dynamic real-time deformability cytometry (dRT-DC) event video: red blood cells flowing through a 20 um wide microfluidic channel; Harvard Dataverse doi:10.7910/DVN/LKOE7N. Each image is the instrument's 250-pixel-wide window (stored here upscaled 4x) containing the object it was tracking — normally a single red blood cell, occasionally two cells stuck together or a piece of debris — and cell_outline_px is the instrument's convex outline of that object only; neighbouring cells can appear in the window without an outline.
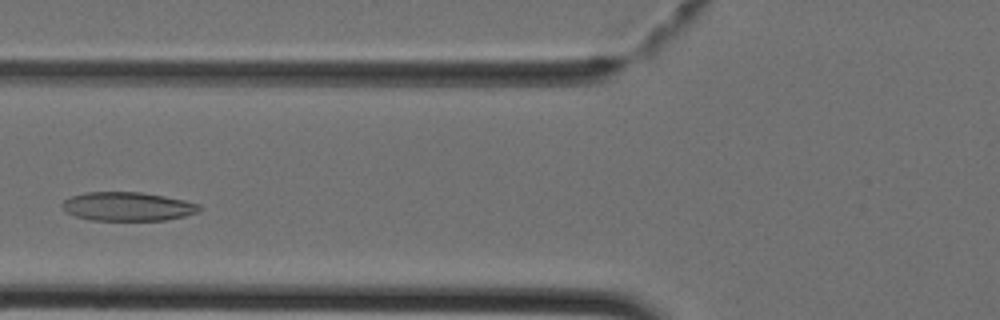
{"species": "Egyptian fruit bat (a non-hibernating species)", "species_latin": "Rousettus aegyptiacus", "temperature_condition": "cold", "stored_images_in_passage": 22, "camera_frame_rate_fps": 3000, "um_per_image_px": 0.085, "animal": {"sex": "female"}, "frame": {"image": 1, "passage_image": 4, "time_ms": 1.0, "image_size_px": [1000, 320], "cell_outline_px": [[204, 208], [200, 212], [184, 216], [164, 220], [92, 220], [76, 216], [68, 212], [60, 204], [64, 200], [72, 196], [84, 192], [140, 192], [164, 196], [184, 200], [200, 204]], "centroid_in_image_um": [10.9, 17.55], "position_along_channel_um": 114.9, "area_um2": 23.0}}
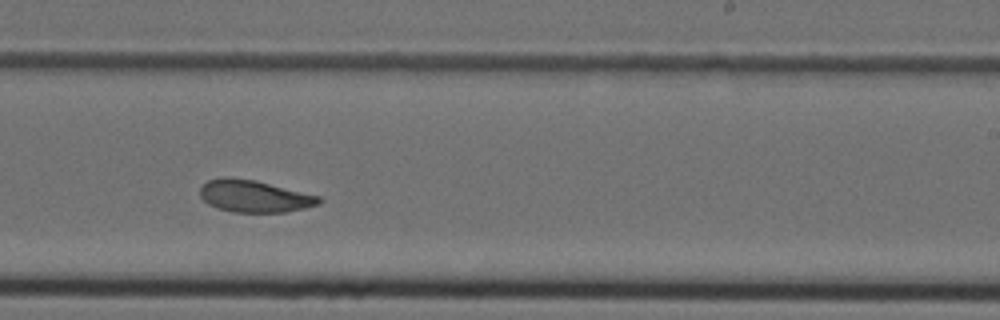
{"frame": {"image": 2, "passage_image": 14, "time_ms": 4.333, "image_size_px": [1000, 320], "cell_outline_px": [[324, 200], [320, 204], [304, 208], [284, 212], [232, 212], [216, 208], [208, 204], [200, 196], [200, 188], [208, 180], [256, 180], [320, 196]], "centroid_in_image_um": [21.69, 16.72], "position_along_channel_um": 267.3, "area_um2": 21.68}}
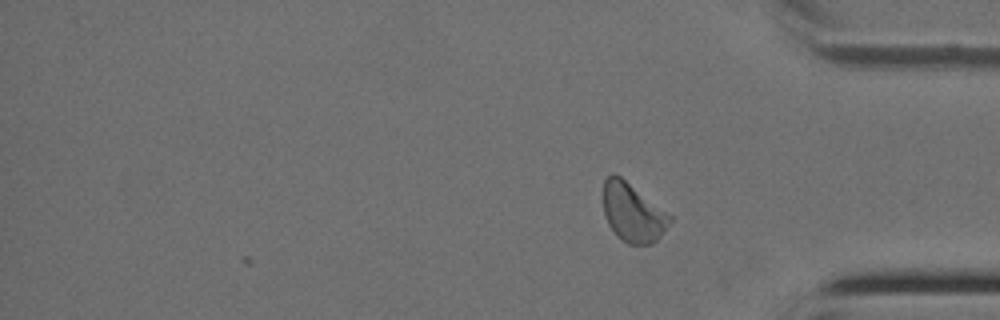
{"frame": {"image": 3, "passage_image": 22, "time_ms": 7.0, "image_size_px": [1000, 320], "cell_outline_px": [[672, 220], [660, 236], [652, 244], [628, 244], [608, 224], [604, 212], [604, 180], [612, 172], [620, 176], [672, 216]], "centroid_in_image_um": [53.79, 18.06], "position_along_channel_um": 381.4, "area_um2": 22.2}}